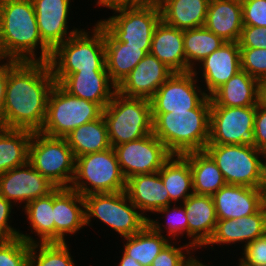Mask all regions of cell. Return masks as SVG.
<instances>
[{
  "label": "cell",
  "mask_w": 266,
  "mask_h": 266,
  "mask_svg": "<svg viewBox=\"0 0 266 266\" xmlns=\"http://www.w3.org/2000/svg\"><path fill=\"white\" fill-rule=\"evenodd\" d=\"M182 244L181 241H169L153 260L151 266H193L199 259L195 255L197 250L188 243L182 242Z\"/></svg>",
  "instance_id": "cell-39"
},
{
  "label": "cell",
  "mask_w": 266,
  "mask_h": 266,
  "mask_svg": "<svg viewBox=\"0 0 266 266\" xmlns=\"http://www.w3.org/2000/svg\"><path fill=\"white\" fill-rule=\"evenodd\" d=\"M54 84L49 62L12 60L8 64L3 127L39 132L45 121L47 99Z\"/></svg>",
  "instance_id": "cell-1"
},
{
  "label": "cell",
  "mask_w": 266,
  "mask_h": 266,
  "mask_svg": "<svg viewBox=\"0 0 266 266\" xmlns=\"http://www.w3.org/2000/svg\"><path fill=\"white\" fill-rule=\"evenodd\" d=\"M104 42L106 69L110 80L118 86L147 53L141 47L117 41L105 28Z\"/></svg>",
  "instance_id": "cell-29"
},
{
  "label": "cell",
  "mask_w": 266,
  "mask_h": 266,
  "mask_svg": "<svg viewBox=\"0 0 266 266\" xmlns=\"http://www.w3.org/2000/svg\"><path fill=\"white\" fill-rule=\"evenodd\" d=\"M261 189L266 194V151L262 154Z\"/></svg>",
  "instance_id": "cell-50"
},
{
  "label": "cell",
  "mask_w": 266,
  "mask_h": 266,
  "mask_svg": "<svg viewBox=\"0 0 266 266\" xmlns=\"http://www.w3.org/2000/svg\"><path fill=\"white\" fill-rule=\"evenodd\" d=\"M152 0H136V3H150Z\"/></svg>",
  "instance_id": "cell-55"
},
{
  "label": "cell",
  "mask_w": 266,
  "mask_h": 266,
  "mask_svg": "<svg viewBox=\"0 0 266 266\" xmlns=\"http://www.w3.org/2000/svg\"><path fill=\"white\" fill-rule=\"evenodd\" d=\"M125 192L147 219L159 209L174 204L170 200L159 172L138 174L128 178Z\"/></svg>",
  "instance_id": "cell-24"
},
{
  "label": "cell",
  "mask_w": 266,
  "mask_h": 266,
  "mask_svg": "<svg viewBox=\"0 0 266 266\" xmlns=\"http://www.w3.org/2000/svg\"><path fill=\"white\" fill-rule=\"evenodd\" d=\"M183 156L189 161L192 171L194 194L212 196L226 185L222 172L205 150L188 152Z\"/></svg>",
  "instance_id": "cell-31"
},
{
  "label": "cell",
  "mask_w": 266,
  "mask_h": 266,
  "mask_svg": "<svg viewBox=\"0 0 266 266\" xmlns=\"http://www.w3.org/2000/svg\"><path fill=\"white\" fill-rule=\"evenodd\" d=\"M256 106H211L208 144L255 147Z\"/></svg>",
  "instance_id": "cell-12"
},
{
  "label": "cell",
  "mask_w": 266,
  "mask_h": 266,
  "mask_svg": "<svg viewBox=\"0 0 266 266\" xmlns=\"http://www.w3.org/2000/svg\"><path fill=\"white\" fill-rule=\"evenodd\" d=\"M121 252L135 259L142 266H151L153 260L170 241L155 232L148 224L138 233L123 237Z\"/></svg>",
  "instance_id": "cell-35"
},
{
  "label": "cell",
  "mask_w": 266,
  "mask_h": 266,
  "mask_svg": "<svg viewBox=\"0 0 266 266\" xmlns=\"http://www.w3.org/2000/svg\"><path fill=\"white\" fill-rule=\"evenodd\" d=\"M183 40L187 72L193 71L203 59L226 42L204 26L184 30Z\"/></svg>",
  "instance_id": "cell-36"
},
{
  "label": "cell",
  "mask_w": 266,
  "mask_h": 266,
  "mask_svg": "<svg viewBox=\"0 0 266 266\" xmlns=\"http://www.w3.org/2000/svg\"><path fill=\"white\" fill-rule=\"evenodd\" d=\"M207 95L193 71L174 72L150 99L152 113L195 109Z\"/></svg>",
  "instance_id": "cell-14"
},
{
  "label": "cell",
  "mask_w": 266,
  "mask_h": 266,
  "mask_svg": "<svg viewBox=\"0 0 266 266\" xmlns=\"http://www.w3.org/2000/svg\"><path fill=\"white\" fill-rule=\"evenodd\" d=\"M28 162L56 187H70L75 174V157L65 137L33 132Z\"/></svg>",
  "instance_id": "cell-10"
},
{
  "label": "cell",
  "mask_w": 266,
  "mask_h": 266,
  "mask_svg": "<svg viewBox=\"0 0 266 266\" xmlns=\"http://www.w3.org/2000/svg\"><path fill=\"white\" fill-rule=\"evenodd\" d=\"M8 81V64L0 65V126L3 127V110L6 85Z\"/></svg>",
  "instance_id": "cell-47"
},
{
  "label": "cell",
  "mask_w": 266,
  "mask_h": 266,
  "mask_svg": "<svg viewBox=\"0 0 266 266\" xmlns=\"http://www.w3.org/2000/svg\"><path fill=\"white\" fill-rule=\"evenodd\" d=\"M11 61H12L11 58L7 55L3 47L1 34H0V65L9 64Z\"/></svg>",
  "instance_id": "cell-51"
},
{
  "label": "cell",
  "mask_w": 266,
  "mask_h": 266,
  "mask_svg": "<svg viewBox=\"0 0 266 266\" xmlns=\"http://www.w3.org/2000/svg\"><path fill=\"white\" fill-rule=\"evenodd\" d=\"M205 151L215 161L226 184L261 188L263 152L256 147L207 144Z\"/></svg>",
  "instance_id": "cell-11"
},
{
  "label": "cell",
  "mask_w": 266,
  "mask_h": 266,
  "mask_svg": "<svg viewBox=\"0 0 266 266\" xmlns=\"http://www.w3.org/2000/svg\"><path fill=\"white\" fill-rule=\"evenodd\" d=\"M218 220L237 219L257 213L265 204L261 188L226 184L212 195Z\"/></svg>",
  "instance_id": "cell-21"
},
{
  "label": "cell",
  "mask_w": 266,
  "mask_h": 266,
  "mask_svg": "<svg viewBox=\"0 0 266 266\" xmlns=\"http://www.w3.org/2000/svg\"><path fill=\"white\" fill-rule=\"evenodd\" d=\"M169 0H152L150 3L161 9Z\"/></svg>",
  "instance_id": "cell-52"
},
{
  "label": "cell",
  "mask_w": 266,
  "mask_h": 266,
  "mask_svg": "<svg viewBox=\"0 0 266 266\" xmlns=\"http://www.w3.org/2000/svg\"><path fill=\"white\" fill-rule=\"evenodd\" d=\"M265 234L266 204L257 213L237 219L218 220L212 238L202 248V251L207 247H209L208 250L214 251L216 246L219 249L224 245L228 248L229 246L235 248L237 245V249L239 247L242 250L251 241Z\"/></svg>",
  "instance_id": "cell-18"
},
{
  "label": "cell",
  "mask_w": 266,
  "mask_h": 266,
  "mask_svg": "<svg viewBox=\"0 0 266 266\" xmlns=\"http://www.w3.org/2000/svg\"><path fill=\"white\" fill-rule=\"evenodd\" d=\"M262 101L266 104V80L261 84Z\"/></svg>",
  "instance_id": "cell-54"
},
{
  "label": "cell",
  "mask_w": 266,
  "mask_h": 266,
  "mask_svg": "<svg viewBox=\"0 0 266 266\" xmlns=\"http://www.w3.org/2000/svg\"><path fill=\"white\" fill-rule=\"evenodd\" d=\"M211 98L195 109L152 113V133L172 155L205 150L210 138Z\"/></svg>",
  "instance_id": "cell-3"
},
{
  "label": "cell",
  "mask_w": 266,
  "mask_h": 266,
  "mask_svg": "<svg viewBox=\"0 0 266 266\" xmlns=\"http://www.w3.org/2000/svg\"><path fill=\"white\" fill-rule=\"evenodd\" d=\"M33 132L0 126V174L28 162Z\"/></svg>",
  "instance_id": "cell-34"
},
{
  "label": "cell",
  "mask_w": 266,
  "mask_h": 266,
  "mask_svg": "<svg viewBox=\"0 0 266 266\" xmlns=\"http://www.w3.org/2000/svg\"><path fill=\"white\" fill-rule=\"evenodd\" d=\"M204 27L226 42H238L243 29L241 0H210Z\"/></svg>",
  "instance_id": "cell-27"
},
{
  "label": "cell",
  "mask_w": 266,
  "mask_h": 266,
  "mask_svg": "<svg viewBox=\"0 0 266 266\" xmlns=\"http://www.w3.org/2000/svg\"><path fill=\"white\" fill-rule=\"evenodd\" d=\"M188 218V243L202 249L212 238L218 221L212 196L190 195L183 203Z\"/></svg>",
  "instance_id": "cell-22"
},
{
  "label": "cell",
  "mask_w": 266,
  "mask_h": 266,
  "mask_svg": "<svg viewBox=\"0 0 266 266\" xmlns=\"http://www.w3.org/2000/svg\"><path fill=\"white\" fill-rule=\"evenodd\" d=\"M210 0H169L161 8V19L179 30L203 27Z\"/></svg>",
  "instance_id": "cell-30"
},
{
  "label": "cell",
  "mask_w": 266,
  "mask_h": 266,
  "mask_svg": "<svg viewBox=\"0 0 266 266\" xmlns=\"http://www.w3.org/2000/svg\"><path fill=\"white\" fill-rule=\"evenodd\" d=\"M30 249L20 236L0 241V266H28Z\"/></svg>",
  "instance_id": "cell-40"
},
{
  "label": "cell",
  "mask_w": 266,
  "mask_h": 266,
  "mask_svg": "<svg viewBox=\"0 0 266 266\" xmlns=\"http://www.w3.org/2000/svg\"><path fill=\"white\" fill-rule=\"evenodd\" d=\"M149 53L173 72H187L183 30L169 26L162 19L154 29Z\"/></svg>",
  "instance_id": "cell-28"
},
{
  "label": "cell",
  "mask_w": 266,
  "mask_h": 266,
  "mask_svg": "<svg viewBox=\"0 0 266 266\" xmlns=\"http://www.w3.org/2000/svg\"><path fill=\"white\" fill-rule=\"evenodd\" d=\"M65 139L75 158L111 148L103 115L96 120L78 126L66 135Z\"/></svg>",
  "instance_id": "cell-32"
},
{
  "label": "cell",
  "mask_w": 266,
  "mask_h": 266,
  "mask_svg": "<svg viewBox=\"0 0 266 266\" xmlns=\"http://www.w3.org/2000/svg\"><path fill=\"white\" fill-rule=\"evenodd\" d=\"M85 201V225L92 227V221L116 232L117 238L132 236L140 232L148 219L130 201L125 191L115 193L90 194L83 196ZM97 218V219H96Z\"/></svg>",
  "instance_id": "cell-6"
},
{
  "label": "cell",
  "mask_w": 266,
  "mask_h": 266,
  "mask_svg": "<svg viewBox=\"0 0 266 266\" xmlns=\"http://www.w3.org/2000/svg\"><path fill=\"white\" fill-rule=\"evenodd\" d=\"M53 210L55 243L69 242L71 236L86 228L84 197L74 189L56 187L53 190Z\"/></svg>",
  "instance_id": "cell-19"
},
{
  "label": "cell",
  "mask_w": 266,
  "mask_h": 266,
  "mask_svg": "<svg viewBox=\"0 0 266 266\" xmlns=\"http://www.w3.org/2000/svg\"><path fill=\"white\" fill-rule=\"evenodd\" d=\"M106 8L113 15L97 21L117 41L141 47L148 54L154 29L161 20V9L151 3L115 4Z\"/></svg>",
  "instance_id": "cell-5"
},
{
  "label": "cell",
  "mask_w": 266,
  "mask_h": 266,
  "mask_svg": "<svg viewBox=\"0 0 266 266\" xmlns=\"http://www.w3.org/2000/svg\"><path fill=\"white\" fill-rule=\"evenodd\" d=\"M200 259H201V260H200ZM205 260H206V259H204V262H203L202 257H201V258L199 257V259L194 263L193 266H214V265H211V264H210L211 261H209L208 263H206ZM223 266H224V265H223Z\"/></svg>",
  "instance_id": "cell-53"
},
{
  "label": "cell",
  "mask_w": 266,
  "mask_h": 266,
  "mask_svg": "<svg viewBox=\"0 0 266 266\" xmlns=\"http://www.w3.org/2000/svg\"><path fill=\"white\" fill-rule=\"evenodd\" d=\"M255 147L266 151V104L261 100L256 106L254 120Z\"/></svg>",
  "instance_id": "cell-46"
},
{
  "label": "cell",
  "mask_w": 266,
  "mask_h": 266,
  "mask_svg": "<svg viewBox=\"0 0 266 266\" xmlns=\"http://www.w3.org/2000/svg\"><path fill=\"white\" fill-rule=\"evenodd\" d=\"M0 34L11 60L49 62L52 50L40 37L31 0H0Z\"/></svg>",
  "instance_id": "cell-2"
},
{
  "label": "cell",
  "mask_w": 266,
  "mask_h": 266,
  "mask_svg": "<svg viewBox=\"0 0 266 266\" xmlns=\"http://www.w3.org/2000/svg\"><path fill=\"white\" fill-rule=\"evenodd\" d=\"M59 85L70 95L98 104L104 109L112 100L117 86L107 71H78L67 75Z\"/></svg>",
  "instance_id": "cell-23"
},
{
  "label": "cell",
  "mask_w": 266,
  "mask_h": 266,
  "mask_svg": "<svg viewBox=\"0 0 266 266\" xmlns=\"http://www.w3.org/2000/svg\"><path fill=\"white\" fill-rule=\"evenodd\" d=\"M153 216L159 217H154V219L148 218L147 224L155 232L165 237L167 236L170 241H181V238L184 239L185 235L188 239V218L182 203H174L163 207L155 212ZM160 218H162L165 223H160V221H162V219L159 220Z\"/></svg>",
  "instance_id": "cell-37"
},
{
  "label": "cell",
  "mask_w": 266,
  "mask_h": 266,
  "mask_svg": "<svg viewBox=\"0 0 266 266\" xmlns=\"http://www.w3.org/2000/svg\"><path fill=\"white\" fill-rule=\"evenodd\" d=\"M42 41L53 51L82 28L69 24L74 0H31ZM73 26V27H72ZM70 27V28H69ZM72 28V29H71ZM71 29V30H70Z\"/></svg>",
  "instance_id": "cell-16"
},
{
  "label": "cell",
  "mask_w": 266,
  "mask_h": 266,
  "mask_svg": "<svg viewBox=\"0 0 266 266\" xmlns=\"http://www.w3.org/2000/svg\"><path fill=\"white\" fill-rule=\"evenodd\" d=\"M241 69L261 84L266 80V49L240 48Z\"/></svg>",
  "instance_id": "cell-41"
},
{
  "label": "cell",
  "mask_w": 266,
  "mask_h": 266,
  "mask_svg": "<svg viewBox=\"0 0 266 266\" xmlns=\"http://www.w3.org/2000/svg\"><path fill=\"white\" fill-rule=\"evenodd\" d=\"M158 172L173 203H183L194 194L192 171L183 155H172Z\"/></svg>",
  "instance_id": "cell-33"
},
{
  "label": "cell",
  "mask_w": 266,
  "mask_h": 266,
  "mask_svg": "<svg viewBox=\"0 0 266 266\" xmlns=\"http://www.w3.org/2000/svg\"><path fill=\"white\" fill-rule=\"evenodd\" d=\"M55 188L56 186L29 162L0 174V195L18 210L32 200L48 195Z\"/></svg>",
  "instance_id": "cell-15"
},
{
  "label": "cell",
  "mask_w": 266,
  "mask_h": 266,
  "mask_svg": "<svg viewBox=\"0 0 266 266\" xmlns=\"http://www.w3.org/2000/svg\"><path fill=\"white\" fill-rule=\"evenodd\" d=\"M119 256V263H114L115 266H142L140 263L135 261V259L127 256L124 252Z\"/></svg>",
  "instance_id": "cell-49"
},
{
  "label": "cell",
  "mask_w": 266,
  "mask_h": 266,
  "mask_svg": "<svg viewBox=\"0 0 266 266\" xmlns=\"http://www.w3.org/2000/svg\"><path fill=\"white\" fill-rule=\"evenodd\" d=\"M94 5L98 8H106L115 4L136 3V0H94Z\"/></svg>",
  "instance_id": "cell-48"
},
{
  "label": "cell",
  "mask_w": 266,
  "mask_h": 266,
  "mask_svg": "<svg viewBox=\"0 0 266 266\" xmlns=\"http://www.w3.org/2000/svg\"><path fill=\"white\" fill-rule=\"evenodd\" d=\"M14 207L15 206L11 202L0 195V241L13 239L19 236L20 229L11 225L14 219L11 217L14 216L12 215L15 211Z\"/></svg>",
  "instance_id": "cell-44"
},
{
  "label": "cell",
  "mask_w": 266,
  "mask_h": 266,
  "mask_svg": "<svg viewBox=\"0 0 266 266\" xmlns=\"http://www.w3.org/2000/svg\"><path fill=\"white\" fill-rule=\"evenodd\" d=\"M238 44L240 48L266 49V27L243 26Z\"/></svg>",
  "instance_id": "cell-45"
},
{
  "label": "cell",
  "mask_w": 266,
  "mask_h": 266,
  "mask_svg": "<svg viewBox=\"0 0 266 266\" xmlns=\"http://www.w3.org/2000/svg\"><path fill=\"white\" fill-rule=\"evenodd\" d=\"M94 24V25H91ZM58 45L49 60L55 83L78 71H107L104 27L96 21Z\"/></svg>",
  "instance_id": "cell-4"
},
{
  "label": "cell",
  "mask_w": 266,
  "mask_h": 266,
  "mask_svg": "<svg viewBox=\"0 0 266 266\" xmlns=\"http://www.w3.org/2000/svg\"><path fill=\"white\" fill-rule=\"evenodd\" d=\"M240 70L241 61L238 42H225L219 49L203 59L193 69V73L200 84L202 83L201 86L205 94L210 97Z\"/></svg>",
  "instance_id": "cell-17"
},
{
  "label": "cell",
  "mask_w": 266,
  "mask_h": 266,
  "mask_svg": "<svg viewBox=\"0 0 266 266\" xmlns=\"http://www.w3.org/2000/svg\"><path fill=\"white\" fill-rule=\"evenodd\" d=\"M238 258V266H266V234L247 244Z\"/></svg>",
  "instance_id": "cell-42"
},
{
  "label": "cell",
  "mask_w": 266,
  "mask_h": 266,
  "mask_svg": "<svg viewBox=\"0 0 266 266\" xmlns=\"http://www.w3.org/2000/svg\"><path fill=\"white\" fill-rule=\"evenodd\" d=\"M102 112L98 104L72 96L55 83L48 95L46 117L40 132L65 137L78 126L98 119Z\"/></svg>",
  "instance_id": "cell-9"
},
{
  "label": "cell",
  "mask_w": 266,
  "mask_h": 266,
  "mask_svg": "<svg viewBox=\"0 0 266 266\" xmlns=\"http://www.w3.org/2000/svg\"><path fill=\"white\" fill-rule=\"evenodd\" d=\"M20 211L24 212L23 215H26L25 219L29 224V234L24 233L26 231H19V236L25 242L30 245L36 243H55L53 191L44 197L30 201ZM32 234L33 236H31Z\"/></svg>",
  "instance_id": "cell-26"
},
{
  "label": "cell",
  "mask_w": 266,
  "mask_h": 266,
  "mask_svg": "<svg viewBox=\"0 0 266 266\" xmlns=\"http://www.w3.org/2000/svg\"><path fill=\"white\" fill-rule=\"evenodd\" d=\"M68 243L32 244L28 266H77Z\"/></svg>",
  "instance_id": "cell-38"
},
{
  "label": "cell",
  "mask_w": 266,
  "mask_h": 266,
  "mask_svg": "<svg viewBox=\"0 0 266 266\" xmlns=\"http://www.w3.org/2000/svg\"><path fill=\"white\" fill-rule=\"evenodd\" d=\"M70 188L82 196L125 191L126 178L113 147L75 158V174Z\"/></svg>",
  "instance_id": "cell-8"
},
{
  "label": "cell",
  "mask_w": 266,
  "mask_h": 266,
  "mask_svg": "<svg viewBox=\"0 0 266 266\" xmlns=\"http://www.w3.org/2000/svg\"><path fill=\"white\" fill-rule=\"evenodd\" d=\"M173 73L168 66L148 53L117 86V92L126 97L150 100Z\"/></svg>",
  "instance_id": "cell-20"
},
{
  "label": "cell",
  "mask_w": 266,
  "mask_h": 266,
  "mask_svg": "<svg viewBox=\"0 0 266 266\" xmlns=\"http://www.w3.org/2000/svg\"><path fill=\"white\" fill-rule=\"evenodd\" d=\"M243 26L266 27V0H241Z\"/></svg>",
  "instance_id": "cell-43"
},
{
  "label": "cell",
  "mask_w": 266,
  "mask_h": 266,
  "mask_svg": "<svg viewBox=\"0 0 266 266\" xmlns=\"http://www.w3.org/2000/svg\"><path fill=\"white\" fill-rule=\"evenodd\" d=\"M211 106H257L262 100L261 83L240 70L211 96Z\"/></svg>",
  "instance_id": "cell-25"
},
{
  "label": "cell",
  "mask_w": 266,
  "mask_h": 266,
  "mask_svg": "<svg viewBox=\"0 0 266 266\" xmlns=\"http://www.w3.org/2000/svg\"><path fill=\"white\" fill-rule=\"evenodd\" d=\"M102 115L111 147L152 133L151 102L148 99L126 97L116 91Z\"/></svg>",
  "instance_id": "cell-7"
},
{
  "label": "cell",
  "mask_w": 266,
  "mask_h": 266,
  "mask_svg": "<svg viewBox=\"0 0 266 266\" xmlns=\"http://www.w3.org/2000/svg\"><path fill=\"white\" fill-rule=\"evenodd\" d=\"M126 180L138 174L158 172L172 156L153 134L113 147Z\"/></svg>",
  "instance_id": "cell-13"
}]
</instances>
